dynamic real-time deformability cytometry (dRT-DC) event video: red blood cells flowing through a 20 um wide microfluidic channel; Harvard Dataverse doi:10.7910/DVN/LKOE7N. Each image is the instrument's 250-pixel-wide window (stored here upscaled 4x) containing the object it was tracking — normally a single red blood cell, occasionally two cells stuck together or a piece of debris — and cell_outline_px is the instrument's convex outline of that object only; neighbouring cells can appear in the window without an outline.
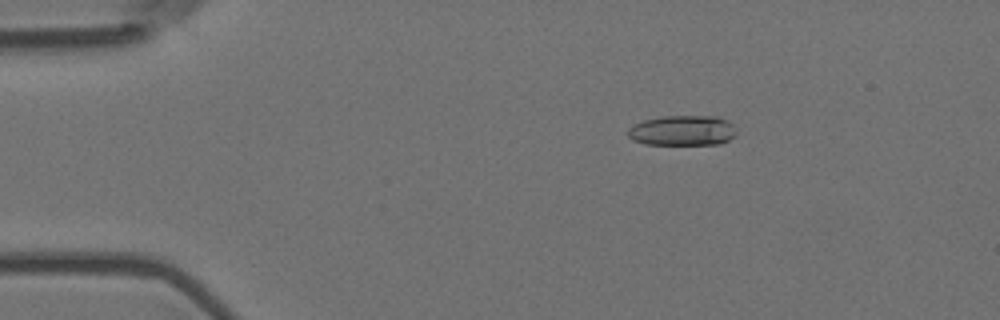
{"species": "Egyptian fruit bat (a non-hibernating species)", "species_latin": "Rousettus aegyptiacus", "temperature_condition": "room temperature", "stored_images_in_passage": 5, "camera_frame_rate_fps": 3000, "um_per_image_px": 0.085, "animal": {"sex": "female"}, "frame": {"image": 1, "passage_image": 3, "time_ms": 0.667, "image_size_px": [1000, 320], "cell_outline_px": [[736, 136], [720, 144], [644, 144], [632, 140], [628, 136], [628, 128], [632, 124], [644, 120], [660, 116], [716, 116], [728, 120], [736, 128]], "centroid_in_image_um": [58.01, 11.09], "position_along_channel_um": 27.0, "area_um2": 19.36}}